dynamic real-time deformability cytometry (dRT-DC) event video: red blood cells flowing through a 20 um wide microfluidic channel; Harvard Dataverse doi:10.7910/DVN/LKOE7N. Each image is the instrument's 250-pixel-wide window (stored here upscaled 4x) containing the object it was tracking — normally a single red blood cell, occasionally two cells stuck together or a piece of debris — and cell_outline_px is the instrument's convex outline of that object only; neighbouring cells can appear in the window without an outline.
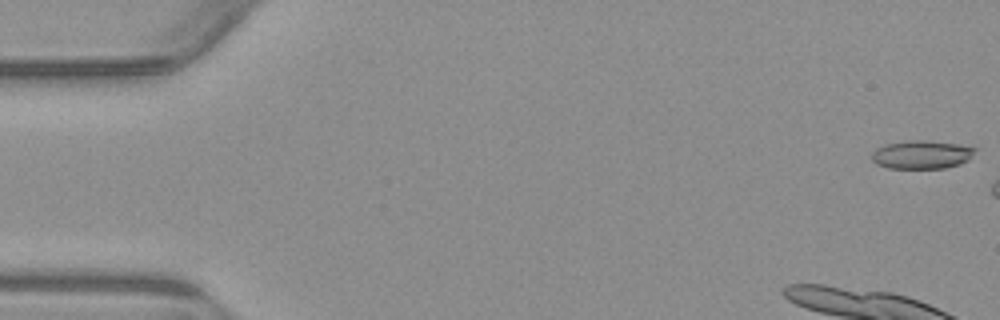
{"species": "common noctule bat (a hibernating species)", "species_latin": "Nyctalus noctula", "temperature_condition": "warm", "stored_images_in_passage": 14, "camera_frame_rate_fps": 3000, "um_per_image_px": 0.085, "animal": {"sex": "male", "body_mass_g": 23.1, "forearm_length_mm": 52.7}, "frame": {"image": 1, "passage_image": 1, "time_ms": 0.0, "image_size_px": [1000, 320], "cell_outline_px": [[976, 148], [968, 160], [960, 164], [944, 168], [888, 168], [876, 164], [872, 160], [872, 152], [876, 148], [888, 144], [912, 140], [920, 140], [956, 144]], "centroid_in_image_um": [78.31, 13.15], "position_along_channel_um": 6.7, "area_um2": 16.76}}